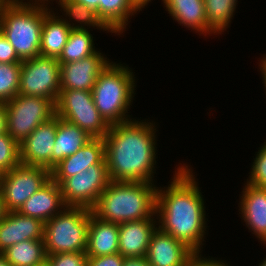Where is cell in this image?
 Returning <instances> with one entry per match:
<instances>
[{"mask_svg": "<svg viewBox=\"0 0 266 266\" xmlns=\"http://www.w3.org/2000/svg\"><path fill=\"white\" fill-rule=\"evenodd\" d=\"M187 266H230L228 263H224V260H217L214 258L202 257L201 254H197Z\"/></svg>", "mask_w": 266, "mask_h": 266, "instance_id": "cell-35", "label": "cell"}, {"mask_svg": "<svg viewBox=\"0 0 266 266\" xmlns=\"http://www.w3.org/2000/svg\"><path fill=\"white\" fill-rule=\"evenodd\" d=\"M90 210L67 206L45 223L43 240L47 255L86 253Z\"/></svg>", "mask_w": 266, "mask_h": 266, "instance_id": "cell-6", "label": "cell"}, {"mask_svg": "<svg viewBox=\"0 0 266 266\" xmlns=\"http://www.w3.org/2000/svg\"><path fill=\"white\" fill-rule=\"evenodd\" d=\"M21 163L20 144L8 133L0 134V175Z\"/></svg>", "mask_w": 266, "mask_h": 266, "instance_id": "cell-30", "label": "cell"}, {"mask_svg": "<svg viewBox=\"0 0 266 266\" xmlns=\"http://www.w3.org/2000/svg\"><path fill=\"white\" fill-rule=\"evenodd\" d=\"M87 255L82 252L47 255L51 266H87Z\"/></svg>", "mask_w": 266, "mask_h": 266, "instance_id": "cell-32", "label": "cell"}, {"mask_svg": "<svg viewBox=\"0 0 266 266\" xmlns=\"http://www.w3.org/2000/svg\"><path fill=\"white\" fill-rule=\"evenodd\" d=\"M123 266H150V264L147 261L146 256H143L125 258Z\"/></svg>", "mask_w": 266, "mask_h": 266, "instance_id": "cell-36", "label": "cell"}, {"mask_svg": "<svg viewBox=\"0 0 266 266\" xmlns=\"http://www.w3.org/2000/svg\"><path fill=\"white\" fill-rule=\"evenodd\" d=\"M196 255L186 244L157 227L150 238L146 259L150 266H187Z\"/></svg>", "mask_w": 266, "mask_h": 266, "instance_id": "cell-14", "label": "cell"}, {"mask_svg": "<svg viewBox=\"0 0 266 266\" xmlns=\"http://www.w3.org/2000/svg\"><path fill=\"white\" fill-rule=\"evenodd\" d=\"M142 8H144L146 5H148L151 0H136Z\"/></svg>", "mask_w": 266, "mask_h": 266, "instance_id": "cell-44", "label": "cell"}, {"mask_svg": "<svg viewBox=\"0 0 266 266\" xmlns=\"http://www.w3.org/2000/svg\"><path fill=\"white\" fill-rule=\"evenodd\" d=\"M238 0H204L207 27L216 34H222L230 26Z\"/></svg>", "mask_w": 266, "mask_h": 266, "instance_id": "cell-28", "label": "cell"}, {"mask_svg": "<svg viewBox=\"0 0 266 266\" xmlns=\"http://www.w3.org/2000/svg\"><path fill=\"white\" fill-rule=\"evenodd\" d=\"M57 131V115L41 123L21 144L20 160L26 165L52 170V150Z\"/></svg>", "mask_w": 266, "mask_h": 266, "instance_id": "cell-12", "label": "cell"}, {"mask_svg": "<svg viewBox=\"0 0 266 266\" xmlns=\"http://www.w3.org/2000/svg\"><path fill=\"white\" fill-rule=\"evenodd\" d=\"M119 253V224L103 221L90 210L86 255L97 257Z\"/></svg>", "mask_w": 266, "mask_h": 266, "instance_id": "cell-20", "label": "cell"}, {"mask_svg": "<svg viewBox=\"0 0 266 266\" xmlns=\"http://www.w3.org/2000/svg\"><path fill=\"white\" fill-rule=\"evenodd\" d=\"M93 164H106L103 138H93L73 155L65 157L51 170V178L60 185L66 178L87 170Z\"/></svg>", "mask_w": 266, "mask_h": 266, "instance_id": "cell-16", "label": "cell"}, {"mask_svg": "<svg viewBox=\"0 0 266 266\" xmlns=\"http://www.w3.org/2000/svg\"><path fill=\"white\" fill-rule=\"evenodd\" d=\"M136 0H100L98 18L115 35H120L127 28L130 16L142 11Z\"/></svg>", "mask_w": 266, "mask_h": 266, "instance_id": "cell-24", "label": "cell"}, {"mask_svg": "<svg viewBox=\"0 0 266 266\" xmlns=\"http://www.w3.org/2000/svg\"><path fill=\"white\" fill-rule=\"evenodd\" d=\"M21 63H0V102L13 99L19 91Z\"/></svg>", "mask_w": 266, "mask_h": 266, "instance_id": "cell-29", "label": "cell"}, {"mask_svg": "<svg viewBox=\"0 0 266 266\" xmlns=\"http://www.w3.org/2000/svg\"><path fill=\"white\" fill-rule=\"evenodd\" d=\"M255 155L249 179L246 182L253 186L266 188V142L260 146Z\"/></svg>", "mask_w": 266, "mask_h": 266, "instance_id": "cell-31", "label": "cell"}, {"mask_svg": "<svg viewBox=\"0 0 266 266\" xmlns=\"http://www.w3.org/2000/svg\"><path fill=\"white\" fill-rule=\"evenodd\" d=\"M156 225L155 218L120 223L119 253L125 258L146 256Z\"/></svg>", "mask_w": 266, "mask_h": 266, "instance_id": "cell-18", "label": "cell"}, {"mask_svg": "<svg viewBox=\"0 0 266 266\" xmlns=\"http://www.w3.org/2000/svg\"><path fill=\"white\" fill-rule=\"evenodd\" d=\"M93 35L87 29H71L68 41L60 56L57 58L60 64L79 61L94 54L95 44Z\"/></svg>", "mask_w": 266, "mask_h": 266, "instance_id": "cell-27", "label": "cell"}, {"mask_svg": "<svg viewBox=\"0 0 266 266\" xmlns=\"http://www.w3.org/2000/svg\"><path fill=\"white\" fill-rule=\"evenodd\" d=\"M7 133V113L5 103L0 102V134Z\"/></svg>", "mask_w": 266, "mask_h": 266, "instance_id": "cell-37", "label": "cell"}, {"mask_svg": "<svg viewBox=\"0 0 266 266\" xmlns=\"http://www.w3.org/2000/svg\"><path fill=\"white\" fill-rule=\"evenodd\" d=\"M128 67L109 62L91 91L96 108L110 126L132 120L128 111L136 94V77Z\"/></svg>", "mask_w": 266, "mask_h": 266, "instance_id": "cell-4", "label": "cell"}, {"mask_svg": "<svg viewBox=\"0 0 266 266\" xmlns=\"http://www.w3.org/2000/svg\"><path fill=\"white\" fill-rule=\"evenodd\" d=\"M91 137L83 129L57 116V131L52 150V169L65 157L73 155L86 145Z\"/></svg>", "mask_w": 266, "mask_h": 266, "instance_id": "cell-23", "label": "cell"}, {"mask_svg": "<svg viewBox=\"0 0 266 266\" xmlns=\"http://www.w3.org/2000/svg\"><path fill=\"white\" fill-rule=\"evenodd\" d=\"M37 266H51L49 261L46 259L44 262H42L41 264H38Z\"/></svg>", "mask_w": 266, "mask_h": 266, "instance_id": "cell-45", "label": "cell"}, {"mask_svg": "<svg viewBox=\"0 0 266 266\" xmlns=\"http://www.w3.org/2000/svg\"><path fill=\"white\" fill-rule=\"evenodd\" d=\"M110 181L107 164L90 165L60 184L63 202L66 206L91 209Z\"/></svg>", "mask_w": 266, "mask_h": 266, "instance_id": "cell-11", "label": "cell"}, {"mask_svg": "<svg viewBox=\"0 0 266 266\" xmlns=\"http://www.w3.org/2000/svg\"><path fill=\"white\" fill-rule=\"evenodd\" d=\"M240 195L239 214L246 227L261 241L266 243V188L245 183Z\"/></svg>", "mask_w": 266, "mask_h": 266, "instance_id": "cell-17", "label": "cell"}, {"mask_svg": "<svg viewBox=\"0 0 266 266\" xmlns=\"http://www.w3.org/2000/svg\"><path fill=\"white\" fill-rule=\"evenodd\" d=\"M14 47L9 43L6 36L0 30V63H21Z\"/></svg>", "mask_w": 266, "mask_h": 266, "instance_id": "cell-33", "label": "cell"}, {"mask_svg": "<svg viewBox=\"0 0 266 266\" xmlns=\"http://www.w3.org/2000/svg\"><path fill=\"white\" fill-rule=\"evenodd\" d=\"M157 189L154 183L110 181L91 212L113 223L157 218Z\"/></svg>", "mask_w": 266, "mask_h": 266, "instance_id": "cell-3", "label": "cell"}, {"mask_svg": "<svg viewBox=\"0 0 266 266\" xmlns=\"http://www.w3.org/2000/svg\"><path fill=\"white\" fill-rule=\"evenodd\" d=\"M67 207L62 198L60 185L52 178L18 210L21 215L46 223Z\"/></svg>", "mask_w": 266, "mask_h": 266, "instance_id": "cell-19", "label": "cell"}, {"mask_svg": "<svg viewBox=\"0 0 266 266\" xmlns=\"http://www.w3.org/2000/svg\"><path fill=\"white\" fill-rule=\"evenodd\" d=\"M56 3L60 5V7L62 8L60 11H64V13L62 14L65 15L67 19L62 15L60 17H62V19L71 29H87L88 26L89 29L92 26L94 28L96 27V29L112 33L98 18L96 12L93 9L88 8L87 6L74 0H56ZM72 20L77 24H74Z\"/></svg>", "mask_w": 266, "mask_h": 266, "instance_id": "cell-26", "label": "cell"}, {"mask_svg": "<svg viewBox=\"0 0 266 266\" xmlns=\"http://www.w3.org/2000/svg\"><path fill=\"white\" fill-rule=\"evenodd\" d=\"M14 3V0H0V12H2L5 8L12 6Z\"/></svg>", "mask_w": 266, "mask_h": 266, "instance_id": "cell-40", "label": "cell"}, {"mask_svg": "<svg viewBox=\"0 0 266 266\" xmlns=\"http://www.w3.org/2000/svg\"><path fill=\"white\" fill-rule=\"evenodd\" d=\"M7 133L21 144L41 123L56 115V105L48 98L17 94L5 102Z\"/></svg>", "mask_w": 266, "mask_h": 266, "instance_id": "cell-7", "label": "cell"}, {"mask_svg": "<svg viewBox=\"0 0 266 266\" xmlns=\"http://www.w3.org/2000/svg\"><path fill=\"white\" fill-rule=\"evenodd\" d=\"M110 62L100 51L79 61L60 64V90L92 91L100 72Z\"/></svg>", "mask_w": 266, "mask_h": 266, "instance_id": "cell-13", "label": "cell"}, {"mask_svg": "<svg viewBox=\"0 0 266 266\" xmlns=\"http://www.w3.org/2000/svg\"><path fill=\"white\" fill-rule=\"evenodd\" d=\"M44 4L14 3L0 12V30L21 60L40 55Z\"/></svg>", "mask_w": 266, "mask_h": 266, "instance_id": "cell-5", "label": "cell"}, {"mask_svg": "<svg viewBox=\"0 0 266 266\" xmlns=\"http://www.w3.org/2000/svg\"><path fill=\"white\" fill-rule=\"evenodd\" d=\"M166 11L180 25L199 35L214 34L207 27L204 0H162Z\"/></svg>", "mask_w": 266, "mask_h": 266, "instance_id": "cell-21", "label": "cell"}, {"mask_svg": "<svg viewBox=\"0 0 266 266\" xmlns=\"http://www.w3.org/2000/svg\"><path fill=\"white\" fill-rule=\"evenodd\" d=\"M156 129L155 122L135 118L110 126L103 139L111 181L154 183Z\"/></svg>", "mask_w": 266, "mask_h": 266, "instance_id": "cell-2", "label": "cell"}, {"mask_svg": "<svg viewBox=\"0 0 266 266\" xmlns=\"http://www.w3.org/2000/svg\"><path fill=\"white\" fill-rule=\"evenodd\" d=\"M70 30L66 22L57 16L48 4H44L40 55L58 58L68 41Z\"/></svg>", "mask_w": 266, "mask_h": 266, "instance_id": "cell-22", "label": "cell"}, {"mask_svg": "<svg viewBox=\"0 0 266 266\" xmlns=\"http://www.w3.org/2000/svg\"><path fill=\"white\" fill-rule=\"evenodd\" d=\"M178 166L168 187L157 189L158 228L201 254L208 227L204 198L189 165Z\"/></svg>", "mask_w": 266, "mask_h": 266, "instance_id": "cell-1", "label": "cell"}, {"mask_svg": "<svg viewBox=\"0 0 266 266\" xmlns=\"http://www.w3.org/2000/svg\"><path fill=\"white\" fill-rule=\"evenodd\" d=\"M50 179L49 169L23 163L0 175V191L6 211H18Z\"/></svg>", "mask_w": 266, "mask_h": 266, "instance_id": "cell-10", "label": "cell"}, {"mask_svg": "<svg viewBox=\"0 0 266 266\" xmlns=\"http://www.w3.org/2000/svg\"><path fill=\"white\" fill-rule=\"evenodd\" d=\"M45 223L18 211L7 212L0 220V253L25 240H43Z\"/></svg>", "mask_w": 266, "mask_h": 266, "instance_id": "cell-15", "label": "cell"}, {"mask_svg": "<svg viewBox=\"0 0 266 266\" xmlns=\"http://www.w3.org/2000/svg\"><path fill=\"white\" fill-rule=\"evenodd\" d=\"M14 1H15V3H23V1H25V0H14ZM29 3L48 4V3H50V1L49 0H29Z\"/></svg>", "mask_w": 266, "mask_h": 266, "instance_id": "cell-42", "label": "cell"}, {"mask_svg": "<svg viewBox=\"0 0 266 266\" xmlns=\"http://www.w3.org/2000/svg\"><path fill=\"white\" fill-rule=\"evenodd\" d=\"M261 63L259 64V68H260V72L262 74V78H263V83H264V88L266 90V54L265 56L262 58V60L260 61Z\"/></svg>", "mask_w": 266, "mask_h": 266, "instance_id": "cell-39", "label": "cell"}, {"mask_svg": "<svg viewBox=\"0 0 266 266\" xmlns=\"http://www.w3.org/2000/svg\"><path fill=\"white\" fill-rule=\"evenodd\" d=\"M0 266H11L1 253H0Z\"/></svg>", "mask_w": 266, "mask_h": 266, "instance_id": "cell-43", "label": "cell"}, {"mask_svg": "<svg viewBox=\"0 0 266 266\" xmlns=\"http://www.w3.org/2000/svg\"><path fill=\"white\" fill-rule=\"evenodd\" d=\"M60 89L57 58L38 55L22 60L18 94L48 98L56 104Z\"/></svg>", "mask_w": 266, "mask_h": 266, "instance_id": "cell-9", "label": "cell"}, {"mask_svg": "<svg viewBox=\"0 0 266 266\" xmlns=\"http://www.w3.org/2000/svg\"><path fill=\"white\" fill-rule=\"evenodd\" d=\"M125 257L120 253L87 257V266H123Z\"/></svg>", "mask_w": 266, "mask_h": 266, "instance_id": "cell-34", "label": "cell"}, {"mask_svg": "<svg viewBox=\"0 0 266 266\" xmlns=\"http://www.w3.org/2000/svg\"><path fill=\"white\" fill-rule=\"evenodd\" d=\"M7 211L4 206L3 196L0 191V220L6 215Z\"/></svg>", "mask_w": 266, "mask_h": 266, "instance_id": "cell-41", "label": "cell"}, {"mask_svg": "<svg viewBox=\"0 0 266 266\" xmlns=\"http://www.w3.org/2000/svg\"><path fill=\"white\" fill-rule=\"evenodd\" d=\"M56 115L79 128L93 138H104L110 125L96 108L91 91L60 90L56 101Z\"/></svg>", "mask_w": 266, "mask_h": 266, "instance_id": "cell-8", "label": "cell"}, {"mask_svg": "<svg viewBox=\"0 0 266 266\" xmlns=\"http://www.w3.org/2000/svg\"><path fill=\"white\" fill-rule=\"evenodd\" d=\"M264 246L266 247V243ZM259 266H266V258H264V260L261 263H259Z\"/></svg>", "mask_w": 266, "mask_h": 266, "instance_id": "cell-46", "label": "cell"}, {"mask_svg": "<svg viewBox=\"0 0 266 266\" xmlns=\"http://www.w3.org/2000/svg\"><path fill=\"white\" fill-rule=\"evenodd\" d=\"M11 266H37L47 259L44 240H25L1 253Z\"/></svg>", "mask_w": 266, "mask_h": 266, "instance_id": "cell-25", "label": "cell"}, {"mask_svg": "<svg viewBox=\"0 0 266 266\" xmlns=\"http://www.w3.org/2000/svg\"><path fill=\"white\" fill-rule=\"evenodd\" d=\"M74 1L83 4L87 6L88 8L93 9L98 16V6L100 3V0H74Z\"/></svg>", "mask_w": 266, "mask_h": 266, "instance_id": "cell-38", "label": "cell"}]
</instances>
